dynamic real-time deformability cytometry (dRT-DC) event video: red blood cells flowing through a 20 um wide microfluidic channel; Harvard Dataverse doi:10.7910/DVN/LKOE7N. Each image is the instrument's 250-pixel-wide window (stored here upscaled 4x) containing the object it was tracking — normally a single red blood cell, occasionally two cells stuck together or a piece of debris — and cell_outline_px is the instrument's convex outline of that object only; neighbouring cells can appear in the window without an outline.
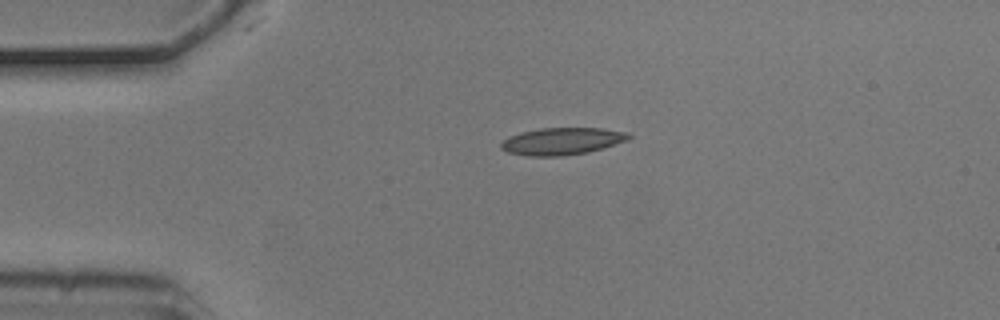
{"species": "common noctule bat (a hibernating species)", "species_latin": "Nyctalus noctula", "temperature_condition": "cold", "stored_images_in_passage": 2, "camera_frame_rate_fps": 3000, "um_per_image_px": 0.085, "animal": {"sex": "male", "body_mass_g": 20.5, "forearm_length_mm": 52.5}, "frame": {"image": 1, "passage_image": 1, "time_ms": 0.0, "image_size_px": [1000, 320], "cell_outline_px": [[632, 136], [628, 140], [604, 148], [588, 152], [560, 156], [528, 156], [508, 152], [500, 148], [500, 144], [508, 136], [520, 132], [540, 128], [604, 128], [628, 132]], "centroid_in_image_um": [47.78, 12.0], "position_along_channel_um": 37.2, "area_um2": 20.35}}